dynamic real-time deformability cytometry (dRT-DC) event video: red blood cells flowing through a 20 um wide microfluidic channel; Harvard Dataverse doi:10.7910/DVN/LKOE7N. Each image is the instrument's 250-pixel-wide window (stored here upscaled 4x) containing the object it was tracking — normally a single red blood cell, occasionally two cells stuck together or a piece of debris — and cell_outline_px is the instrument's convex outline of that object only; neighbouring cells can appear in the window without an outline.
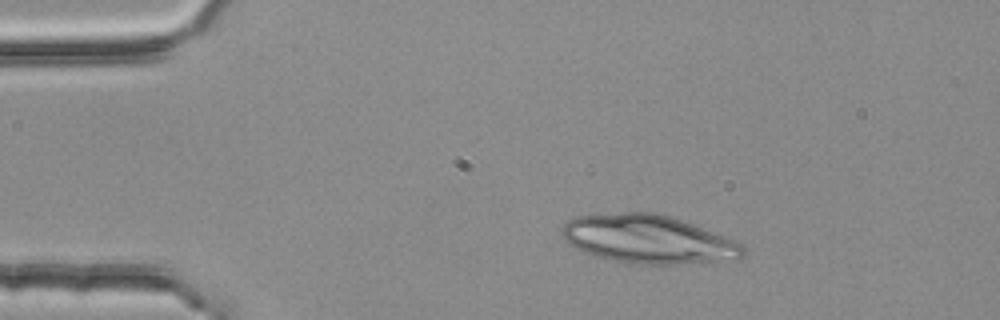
{"species": "common noctule bat (a hibernating species)", "species_latin": "Nyctalus noctula", "temperature_condition": "room temperature", "stored_images_in_passage": 5, "camera_frame_rate_fps": 3000, "um_per_image_px": 0.085, "animal": {"sex": "female", "body_mass_g": 25.1}, "frame": {"image": 1, "passage_image": 3, "time_ms": 0.667, "image_size_px": [1000, 320], "cell_outline_px": [[744, 256], [740, 260], [684, 264], [628, 264], [608, 260], [584, 252], [568, 244], [564, 240], [564, 224], [568, 220], [576, 216], [624, 212], [652, 212], [668, 216], [692, 224], [736, 240], [744, 244]], "centroid_in_image_um": [55.15, 20.36], "position_along_channel_um": 29.9, "area_um2": 51.44}}